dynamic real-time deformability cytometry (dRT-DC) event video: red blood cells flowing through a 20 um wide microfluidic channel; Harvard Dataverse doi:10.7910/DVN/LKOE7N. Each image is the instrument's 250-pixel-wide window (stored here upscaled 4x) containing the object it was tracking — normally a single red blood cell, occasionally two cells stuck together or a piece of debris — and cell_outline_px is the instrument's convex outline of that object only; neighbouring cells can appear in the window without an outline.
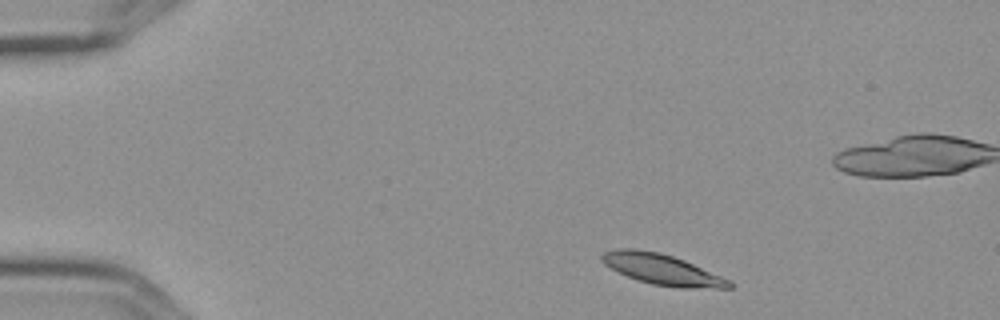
{"species": "Egyptian fruit bat (a non-hibernating species)", "species_latin": "Rousettus aegyptiacus", "temperature_condition": "cold", "stored_images_in_passage": 9, "camera_frame_rate_fps": 3000, "um_per_image_px": 0.085, "frame": {"image": 1, "passage_image": 1, "time_ms": 0.0, "image_size_px": [1000, 320], "cell_outline_px": [[732, 288], [680, 288], [652, 284], [636, 280], [604, 264], [600, 260], [600, 256], [604, 252], [616, 248], [636, 248], [660, 252], [684, 260], [720, 276], [728, 280], [732, 284]], "centroid_in_image_um": [56.22, 22.89], "position_along_channel_um": 28.8, "area_um2": 22.6}}
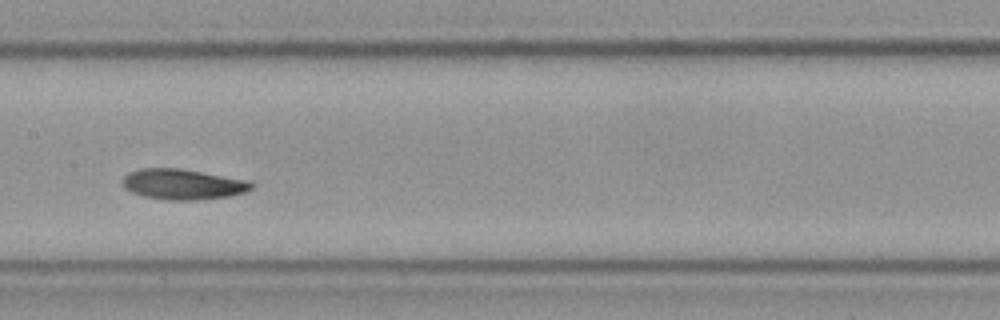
{"frame": {"image": 2, "passage_image": 6, "time_ms": 1.667, "image_size_px": [1000, 320], "cell_outline_px": [[256, 184], [252, 188], [244, 192], [228, 196], [196, 200], [168, 200], [144, 196], [132, 192], [124, 188], [124, 176], [128, 172], [140, 168], [180, 168], [248, 180]], "centroid_in_image_um": [15.55, 15.65], "position_along_channel_um": 191.9, "area_um2": 22.83}}
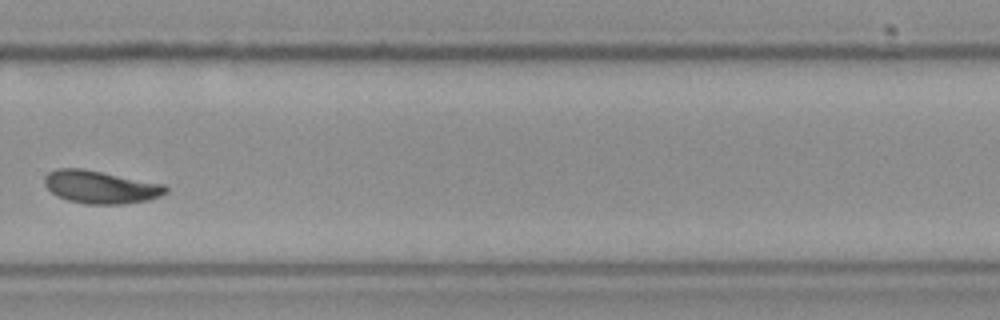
{"frame": {"image": 3, "passage_image": 9, "time_ms": 2.667, "image_size_px": [1000, 320], "cell_outline_px": [[168, 192], [160, 196], [148, 200], [124, 204], [84, 204], [68, 200], [56, 196], [44, 184], [44, 176], [48, 172], [56, 168], [84, 168], [164, 184], [168, 188]], "centroid_in_image_um": [8.54, 15.89], "position_along_channel_um": 321.3, "area_um2": 23.41}}